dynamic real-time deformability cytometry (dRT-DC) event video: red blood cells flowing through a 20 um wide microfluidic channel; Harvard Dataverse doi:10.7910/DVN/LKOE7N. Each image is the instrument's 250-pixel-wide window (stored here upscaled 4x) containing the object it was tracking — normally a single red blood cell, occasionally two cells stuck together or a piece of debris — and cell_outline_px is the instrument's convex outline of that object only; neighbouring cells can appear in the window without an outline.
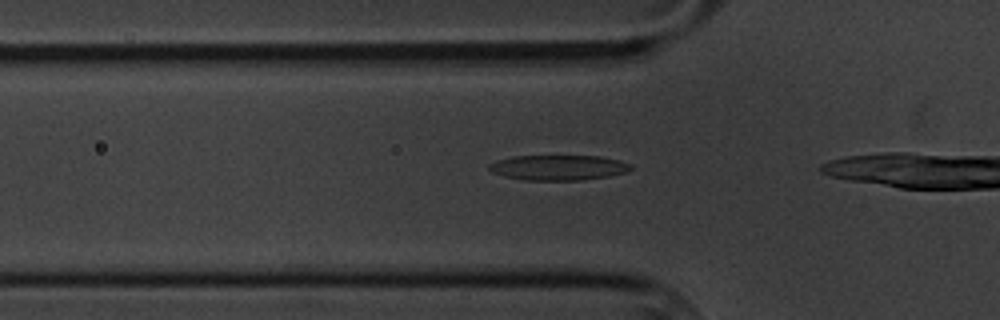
{"species": "common noctule bat (a hibernating species)", "species_latin": "Nyctalus noctula", "temperature_condition": "cold", "stored_images_in_passage": 21, "camera_frame_rate_fps": 3000, "um_per_image_px": 0.085, "animal": {"sex": "male", "body_mass_g": 20.1, "forearm_length_mm": 53.5}, "frame": {"image": 1, "passage_image": 4, "time_ms": 1.0, "image_size_px": [1000, 320], "cell_outline_px": [[632, 168], [624, 172], [608, 176], [580, 180], [524, 180], [504, 176], [492, 172], [488, 168], [488, 164], [512, 156], [600, 156], [620, 160], [632, 164]], "centroid_in_image_um": [47.46, 14.24], "position_along_channel_um": 78.3, "area_um2": 20.69}}
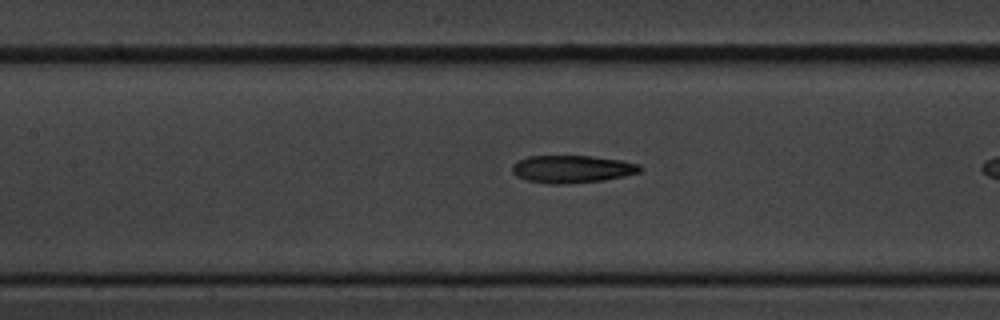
{"frame": {"image": 2, "passage_image": 11, "time_ms": 3.333, "image_size_px": [1000, 320], "cell_outline_px": [[644, 168], [640, 172], [624, 176], [604, 180], [560, 184], [552, 184], [528, 180], [516, 176], [512, 172], [512, 164], [528, 156], [592, 156], [620, 160], [640, 164]], "centroid_in_image_um": [48.65, 14.36], "position_along_channel_um": 158.7, "area_um2": 20.46}}
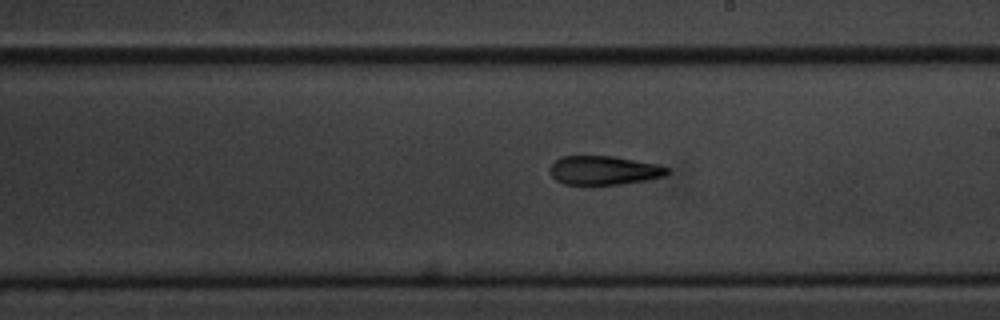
{"frame": {"image": 3, "passage_image": 18, "time_ms": 5.667, "image_size_px": [1000, 320], "cell_outline_px": [[668, 172], [664, 176], [648, 180], [620, 184], [564, 184], [556, 180], [552, 176], [552, 164], [560, 156], [612, 156], [660, 164], [668, 168]], "centroid_in_image_um": [51.37, 14.47], "position_along_channel_um": 237.6, "area_um2": 19.59}}